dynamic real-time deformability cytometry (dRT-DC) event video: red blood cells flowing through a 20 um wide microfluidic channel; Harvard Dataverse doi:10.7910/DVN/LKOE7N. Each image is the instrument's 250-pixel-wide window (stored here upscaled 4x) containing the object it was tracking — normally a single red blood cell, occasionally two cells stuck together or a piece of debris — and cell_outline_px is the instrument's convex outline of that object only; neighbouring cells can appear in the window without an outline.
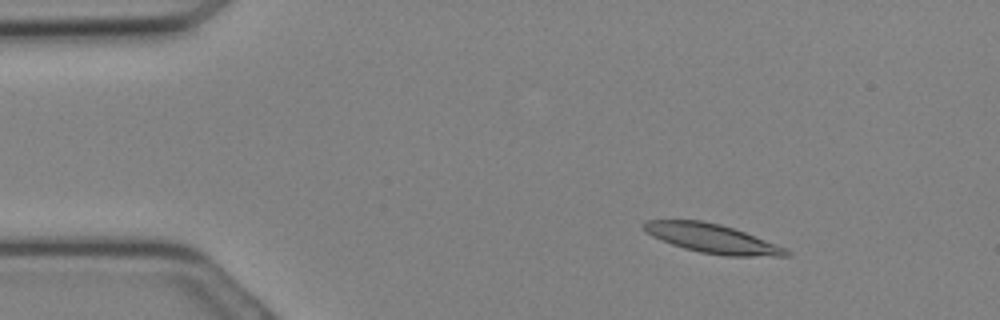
{"species": "Egyptian fruit bat (a non-hibernating species)", "species_latin": "Rousettus aegyptiacus", "temperature_condition": "cold", "stored_images_in_passage": 17, "camera_frame_rate_fps": 3000, "um_per_image_px": 0.085, "animal": {"sex": "female"}, "frame": {"image": 1, "passage_image": 5, "time_ms": 1.333, "image_size_px": [1000, 320], "cell_outline_px": [[792, 252], [788, 256], [724, 256], [700, 252], [684, 248], [672, 244], [652, 236], [640, 224], [648, 220], [700, 220], [720, 224], [744, 232], [776, 244]], "centroid_in_image_um": [60.53, 20.28], "position_along_channel_um": 24.5, "area_um2": 23.81}}
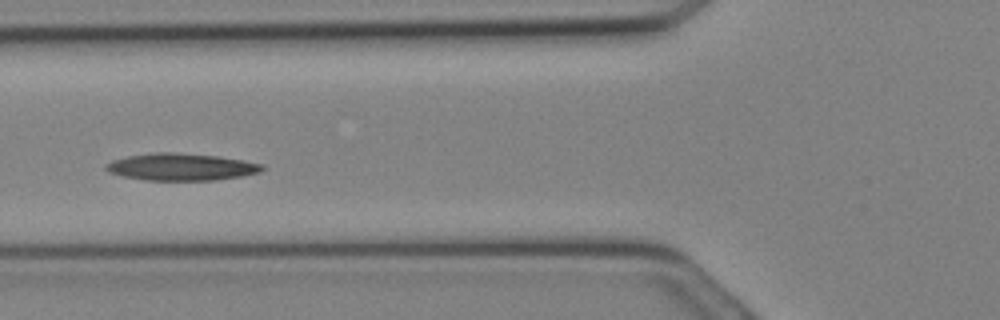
{"frame": {"image": 2, "passage_image": 12, "time_ms": 3.667, "image_size_px": [1000, 320], "cell_outline_px": [[264, 168], [260, 172], [244, 176], [216, 180], [148, 180], [124, 176], [108, 172], [104, 168], [104, 164], [112, 160], [128, 156], [156, 152], [176, 152], [216, 156], [244, 160], [264, 164]], "centroid_in_image_um": [15.42, 14.18], "position_along_channel_um": 110.4, "area_um2": 24.74}}
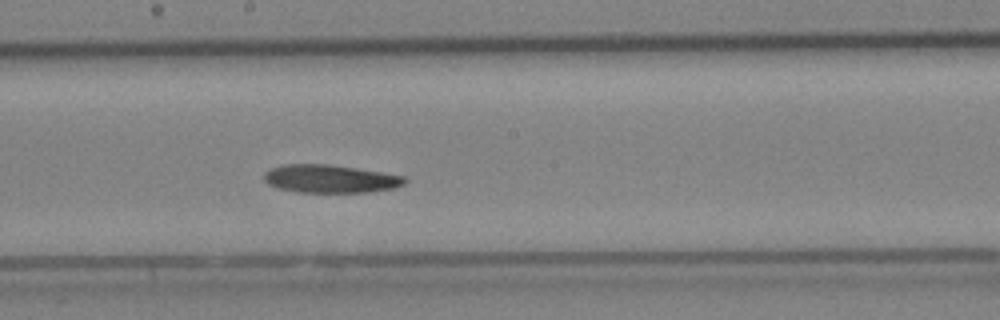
{"frame": {"image": 3, "passage_image": 17, "time_ms": 5.333, "image_size_px": [1000, 320], "cell_outline_px": [[408, 180], [404, 184], [396, 188], [368, 192], [296, 192], [280, 188], [268, 184], [264, 180], [264, 172], [272, 168], [284, 164], [324, 164], [380, 172], [404, 176]], "centroid_in_image_um": [28.07, 15.2], "position_along_channel_um": 220.1, "area_um2": 22.77}}